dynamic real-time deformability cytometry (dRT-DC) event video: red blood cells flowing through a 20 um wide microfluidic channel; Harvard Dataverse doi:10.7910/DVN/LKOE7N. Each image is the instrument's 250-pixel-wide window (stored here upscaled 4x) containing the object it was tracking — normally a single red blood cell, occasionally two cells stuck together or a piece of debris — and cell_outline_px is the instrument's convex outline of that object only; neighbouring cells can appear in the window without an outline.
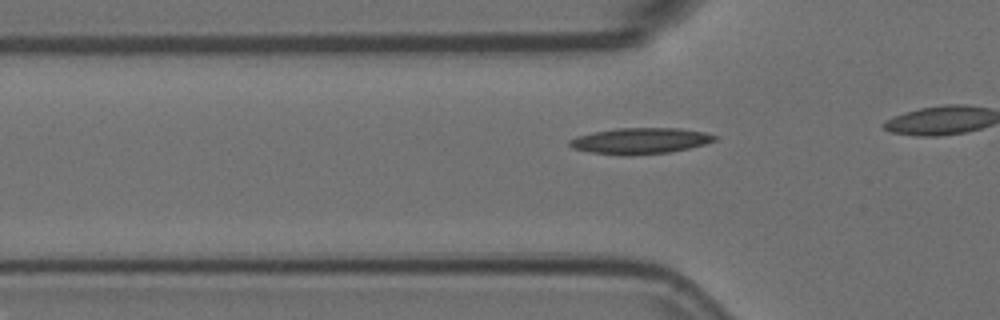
{"species": "Egyptian fruit bat (a non-hibernating species)", "species_latin": "Rousettus aegyptiacus", "temperature_condition": "room temperature", "stored_images_in_passage": 20, "camera_frame_rate_fps": 3000, "um_per_image_px": 0.085, "animal": {"sex": "female"}, "frame": {"image": 1, "passage_image": 15, "time_ms": 4.667, "image_size_px": [1000, 320], "cell_outline_px": [[716, 140], [704, 144], [688, 148], [668, 152], [628, 156], [624, 156], [592, 152], [572, 148], [568, 144], [568, 140], [576, 136], [592, 132], [616, 128], [680, 128], [704, 132], [716, 136]], "centroid_in_image_um": [54.37, 11.97], "position_along_channel_um": 71.4, "area_um2": 22.02}}